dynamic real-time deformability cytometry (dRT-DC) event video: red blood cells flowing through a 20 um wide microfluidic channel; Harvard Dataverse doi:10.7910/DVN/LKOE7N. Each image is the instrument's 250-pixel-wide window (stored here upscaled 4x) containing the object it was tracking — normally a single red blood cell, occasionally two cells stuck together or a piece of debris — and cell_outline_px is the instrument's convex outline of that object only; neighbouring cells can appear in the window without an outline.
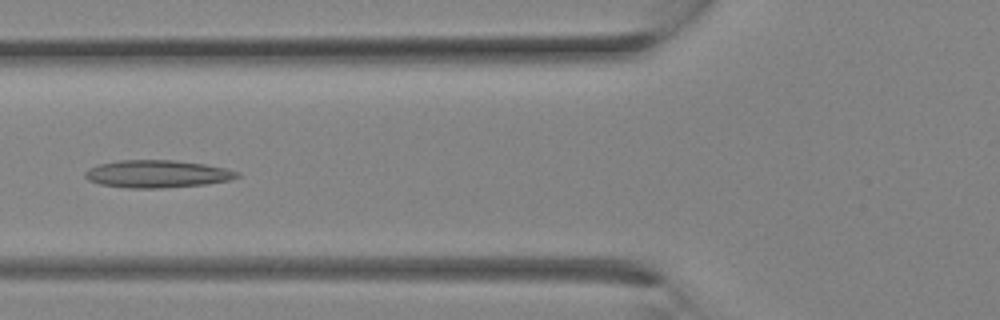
{"species": "Egyptian fruit bat (a non-hibernating species)", "species_latin": "Rousettus aegyptiacus", "temperature_condition": "room temperature", "stored_images_in_passage": 18, "camera_frame_rate_fps": 3000, "um_per_image_px": 0.085, "animal": {"sex": "female"}, "frame": {"image": 1, "passage_image": 10, "time_ms": 3.0, "image_size_px": [1000, 320], "cell_outline_px": [[240, 176], [228, 180], [208, 184], [164, 188], [128, 188], [100, 184], [88, 180], [84, 176], [84, 172], [88, 168], [100, 164], [120, 160], [172, 160], [204, 164], [224, 168], [240, 172]], "centroid_in_image_um": [13.35, 14.79], "position_along_channel_um": 112.5, "area_um2": 24.39}}
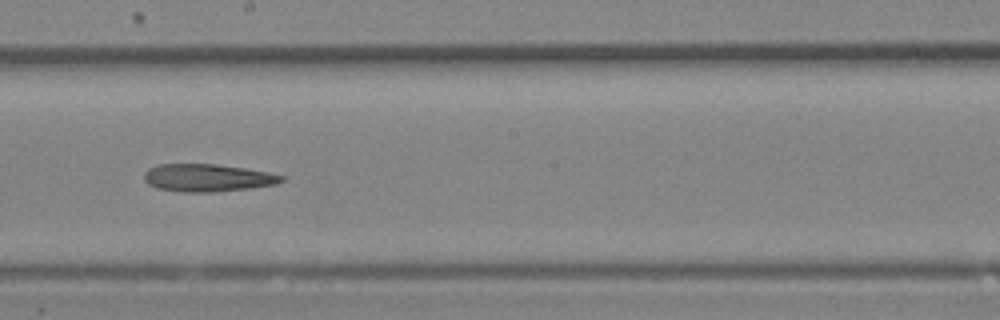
{"frame": {"image": 2, "passage_image": 15, "time_ms": 4.667, "image_size_px": [1000, 320], "cell_outline_px": [[284, 180], [276, 184], [252, 188], [212, 192], [184, 192], [156, 188], [148, 184], [144, 180], [144, 172], [148, 168], [156, 164], [216, 164], [244, 168], [284, 176]], "centroid_in_image_um": [17.58, 15.11], "position_along_channel_um": 230.6, "area_um2": 22.08}}
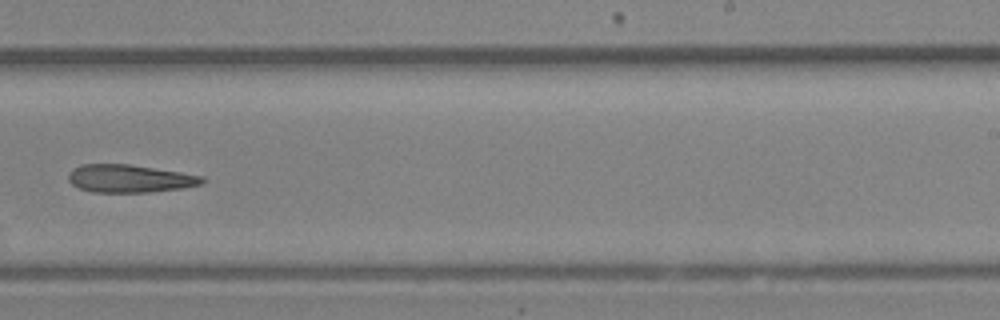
{"frame": {"image": 3, "passage_image": 17, "time_ms": 5.333, "image_size_px": [1000, 320], "cell_outline_px": [[204, 180], [200, 184], [184, 188], [148, 192], [92, 192], [80, 188], [72, 184], [68, 180], [68, 172], [72, 168], [80, 164], [128, 164], [180, 172], [204, 176]], "centroid_in_image_um": [10.98, 15.17], "position_along_channel_um": 278.0, "area_um2": 21.68}}